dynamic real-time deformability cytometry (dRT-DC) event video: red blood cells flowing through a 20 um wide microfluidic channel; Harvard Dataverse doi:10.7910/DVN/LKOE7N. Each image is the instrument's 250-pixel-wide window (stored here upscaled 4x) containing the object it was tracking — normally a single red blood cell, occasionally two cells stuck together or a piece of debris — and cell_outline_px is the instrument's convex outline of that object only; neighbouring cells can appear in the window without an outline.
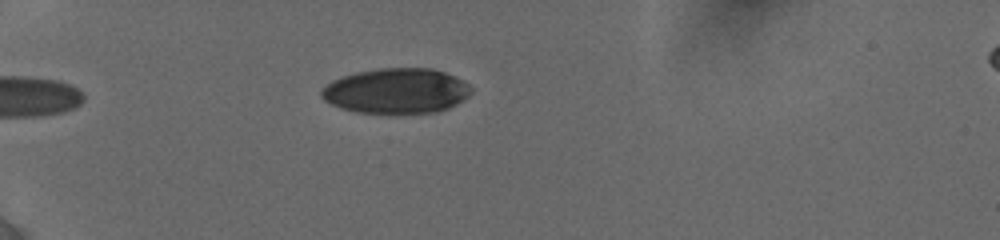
{"species": "human", "species_latin": "Homo sapiens", "temperature_condition": "cold", "stored_images_in_passage": 14, "camera_frame_rate_fps": 3000, "um_per_image_px": 0.085, "donor": {"sex": "female"}, "frame": {"image": 1, "passage_image": 1, "time_ms": 0.0, "image_size_px": [1000, 240], "cell_outline_px": [[472, 92], [468, 96], [456, 104], [448, 108], [436, 112], [396, 116], [356, 112], [340, 108], [324, 100], [320, 96], [320, 92], [332, 80], [356, 72], [380, 68], [432, 68], [456, 76], [464, 80], [472, 88]], "centroid_in_image_um": [33.71, 7.76], "position_along_channel_um": 51.3, "area_um2": 40.34}}
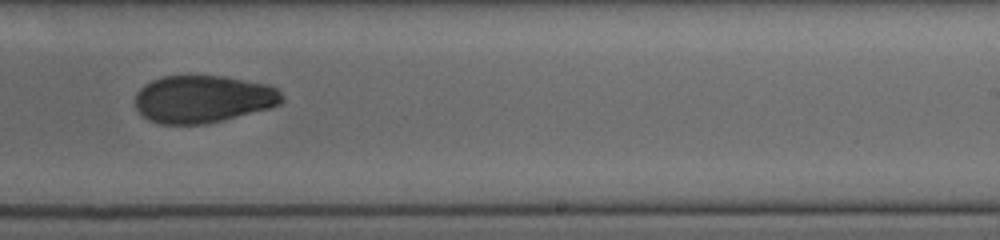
{"frame": {"image": 2, "passage_image": 8, "time_ms": 6.667, "image_size_px": [1000, 240], "cell_outline_px": [[284, 100], [280, 104], [268, 108], [208, 124], [160, 124], [148, 120], [136, 108], [136, 92], [144, 84], [152, 80], [164, 76], [224, 76], [268, 84], [276, 88], [284, 96]], "centroid_in_image_um": [17.26, 8.42], "position_along_channel_um": 271.7, "area_um2": 40.63}}
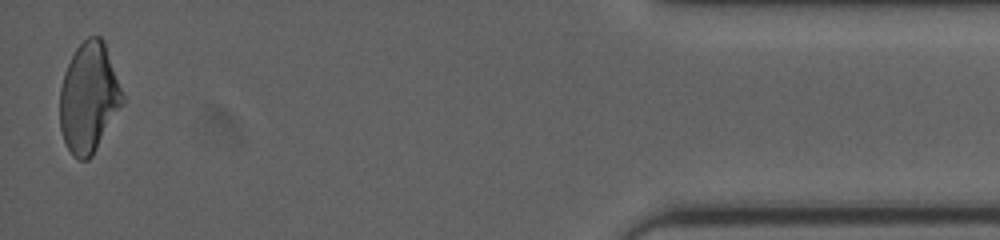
{"frame": {"image": 3, "passage_image": 14, "time_ms": 12.333, "image_size_px": [1000, 240], "cell_outline_px": [[124, 104], [92, 156], [88, 160], [80, 160], [72, 156], [64, 140], [60, 128], [60, 88], [64, 72], [76, 48], [88, 36], [100, 36], [104, 40], [124, 96]], "centroid_in_image_um": [7.56, 8.32], "position_along_channel_um": 427.6, "area_um2": 40.23}, "authors_computed_cell_mechanics": {"area_um2": 40.6334, "velocity_mm_per_s": 3.8586, "shape_relaxation_time_tau1_ms": null, "shape_relaxation_time_tau2_ms": 3.7874, "deformation_change_tau1": null, "deformation_change_tau2": 0.0811}}